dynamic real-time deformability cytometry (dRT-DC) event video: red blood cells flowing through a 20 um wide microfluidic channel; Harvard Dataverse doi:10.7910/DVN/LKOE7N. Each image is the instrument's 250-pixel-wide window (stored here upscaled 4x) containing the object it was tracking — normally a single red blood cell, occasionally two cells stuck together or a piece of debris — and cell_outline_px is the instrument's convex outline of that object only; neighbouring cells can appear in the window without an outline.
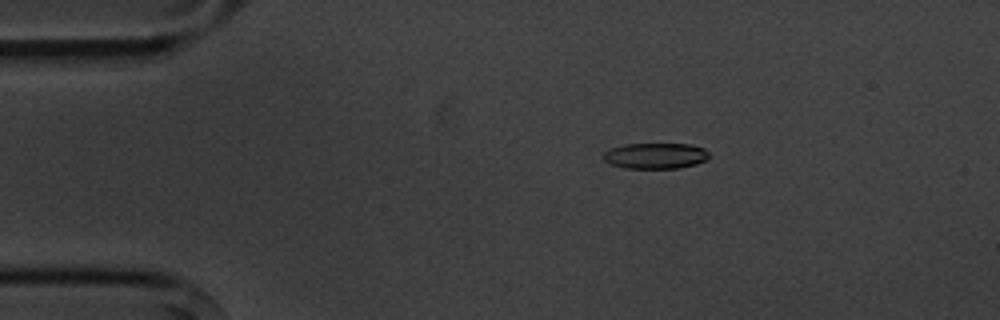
{"species": "common noctule bat (a hibernating species)", "species_latin": "Nyctalus noctula", "temperature_condition": "cold", "stored_images_in_passage": 8, "camera_frame_rate_fps": 3000, "um_per_image_px": 0.085, "animal": {"sex": "male", "body_mass_g": 20.1, "forearm_length_mm": 53.5}, "frame": {"image": 1, "passage_image": 3, "time_ms": 2.333, "image_size_px": [1000, 320], "cell_outline_px": [[708, 156], [704, 160], [696, 164], [680, 168], [624, 168], [608, 164], [604, 160], [604, 152], [612, 148], [624, 144], [692, 144], [704, 148], [708, 152]], "centroid_in_image_um": [55.7, 13.24], "position_along_channel_um": 29.3, "area_um2": 15.9}}
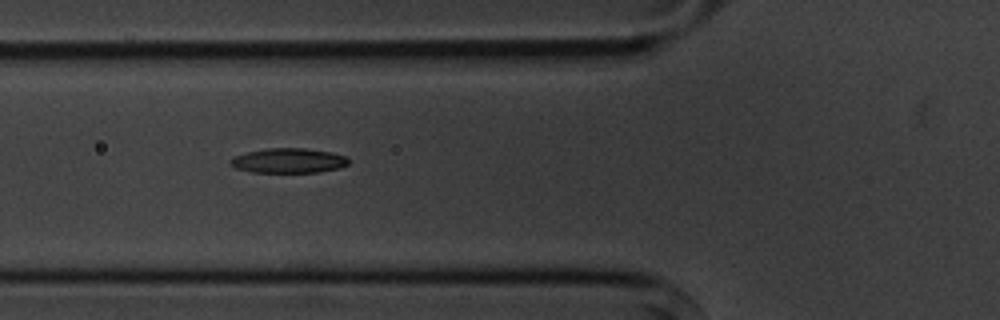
{"frame": {"image": 2, "passage_image": 6, "time_ms": 5.667, "image_size_px": [1000, 320], "cell_outline_px": [[348, 164], [340, 168], [320, 172], [252, 172], [236, 168], [228, 164], [228, 160], [232, 156], [264, 148], [304, 148], [332, 152], [348, 156]], "centroid_in_image_um": [24.51, 13.65], "position_along_channel_um": 101.3, "area_um2": 17.28}}
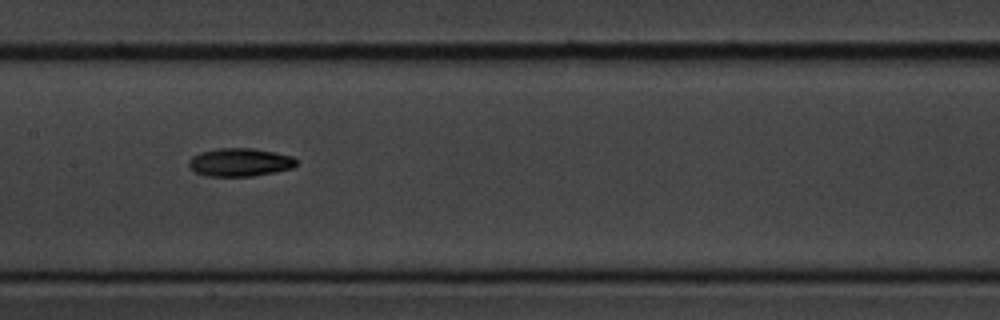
{"frame": {"image": 3, "passage_image": 8, "time_ms": 8.0, "image_size_px": [1000, 320], "cell_outline_px": [[296, 164], [292, 168], [276, 172], [252, 176], [208, 176], [196, 172], [188, 168], [188, 160], [192, 156], [200, 152], [216, 148], [252, 148], [276, 152], [292, 156], [296, 160]], "centroid_in_image_um": [20.36, 13.79], "position_along_channel_um": 187.0, "area_um2": 17.8}}